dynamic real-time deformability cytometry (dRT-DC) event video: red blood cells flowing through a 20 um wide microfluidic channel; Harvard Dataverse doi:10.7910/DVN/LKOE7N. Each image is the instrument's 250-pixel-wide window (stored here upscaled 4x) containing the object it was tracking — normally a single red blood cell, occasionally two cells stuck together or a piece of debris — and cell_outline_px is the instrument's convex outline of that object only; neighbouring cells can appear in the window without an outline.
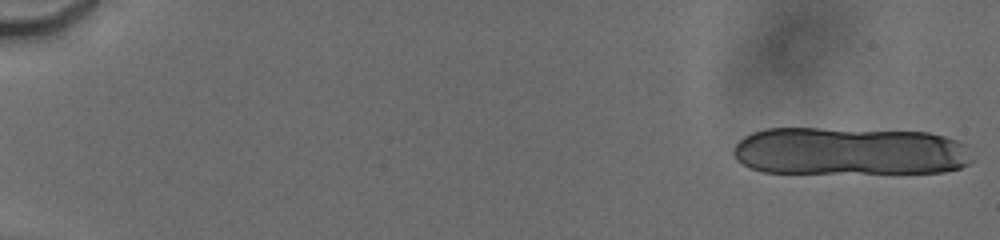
{"species": "human", "species_latin": "Homo sapiens", "temperature_condition": "cold", "stored_images_in_passage": 16, "camera_frame_rate_fps": 3000, "um_per_image_px": 0.085, "donor": {"sex": "male"}, "frame": {"image": 1, "passage_image": 1, "time_ms": 0.0, "image_size_px": [1000, 240], "cell_outline_px": [[972, 160], [968, 164], [960, 168], [944, 172], [764, 172], [752, 168], [736, 160], [732, 152], [736, 144], [744, 136], [752, 132], [764, 128], [820, 128], [928, 132], [944, 136], [956, 140], [960, 144]], "centroid_in_image_um": [72.15, 12.84], "position_along_channel_um": 12.9, "area_um2": 66.47}}